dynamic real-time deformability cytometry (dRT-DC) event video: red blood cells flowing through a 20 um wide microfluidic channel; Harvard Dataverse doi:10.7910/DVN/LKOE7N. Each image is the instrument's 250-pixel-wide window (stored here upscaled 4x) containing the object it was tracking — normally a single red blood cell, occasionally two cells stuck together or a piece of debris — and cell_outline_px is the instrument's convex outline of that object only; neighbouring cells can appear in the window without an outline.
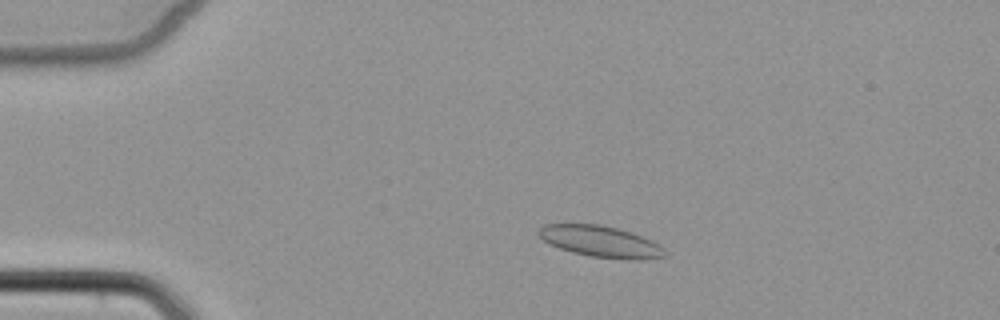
{"species": "common noctule bat (a hibernating species)", "species_latin": "Nyctalus noctula", "temperature_condition": "cold", "stored_images_in_passage": 7, "camera_frame_rate_fps": 3000, "um_per_image_px": 0.085, "animal": {"sex": "female", "body_mass_g": 22.7, "forearm_length_mm": 54.2}, "frame": {"image": 1, "passage_image": 3, "time_ms": 3.0, "image_size_px": [1000, 320], "cell_outline_px": [[664, 256], [644, 260], [624, 260], [588, 256], [572, 252], [548, 244], [536, 232], [544, 224], [600, 224], [632, 232], [652, 240], [664, 248]], "centroid_in_image_um": [51.05, 20.54], "position_along_channel_um": 33.9, "area_um2": 23.18}}
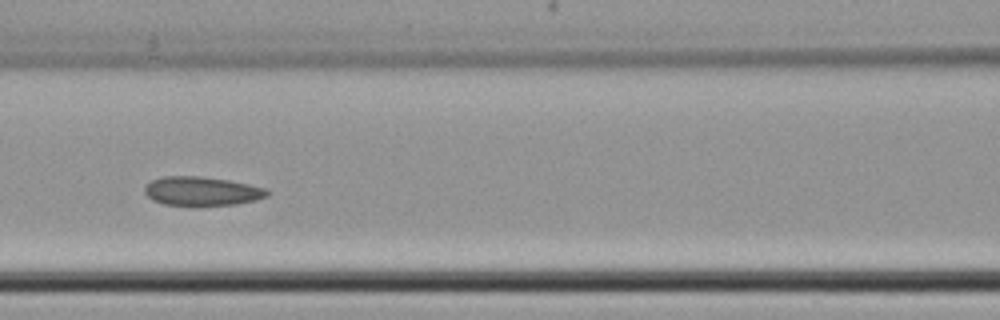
{"frame": {"image": 2, "passage_image": 6, "time_ms": 7.333, "image_size_px": [1000, 320], "cell_outline_px": [[268, 196], [256, 200], [236, 204], [200, 208], [164, 204], [152, 200], [144, 192], [144, 188], [152, 180], [164, 176], [200, 176], [228, 180], [248, 184], [264, 188], [268, 192]], "centroid_in_image_um": [17.14, 16.29], "position_along_channel_um": 149.5, "area_um2": 21.21}}
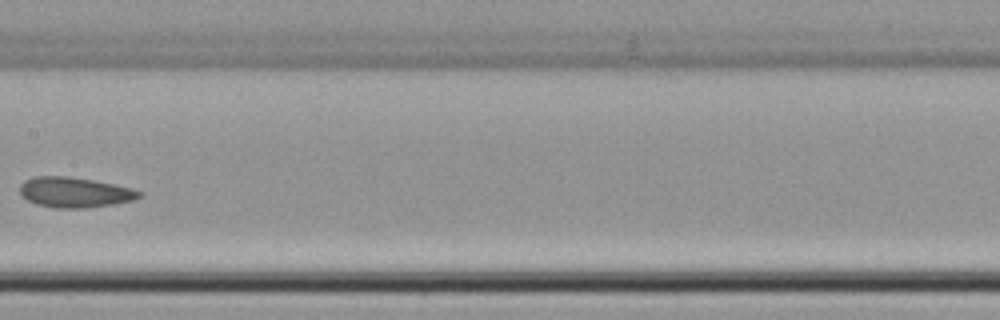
{"frame": {"image": 3, "passage_image": 7, "time_ms": 8.667, "image_size_px": [1000, 320], "cell_outline_px": [[140, 196], [132, 200], [112, 204], [84, 208], [56, 208], [36, 204], [28, 200], [20, 192], [20, 184], [24, 180], [32, 176], [68, 176], [92, 180], [132, 188], [140, 192]], "centroid_in_image_um": [6.29, 16.34], "position_along_channel_um": 201.1, "area_um2": 20.81}}